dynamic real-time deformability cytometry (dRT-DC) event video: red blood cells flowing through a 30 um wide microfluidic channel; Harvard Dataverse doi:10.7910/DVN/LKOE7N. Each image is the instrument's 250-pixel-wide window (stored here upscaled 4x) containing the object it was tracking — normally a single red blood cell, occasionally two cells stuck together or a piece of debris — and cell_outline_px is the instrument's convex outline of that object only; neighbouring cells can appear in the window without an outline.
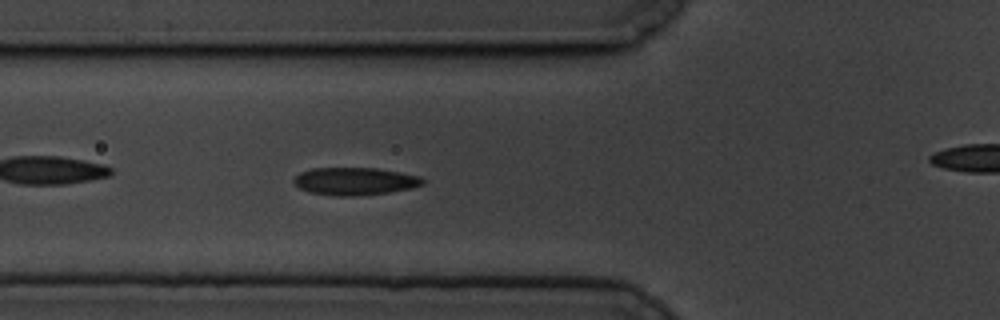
{"species": "common noctule bat (a hibernating species)", "species_latin": "Nyctalus noctula", "temperature_condition": "cold", "stored_images_in_passage": 46, "camera_frame_rate_fps": 3000, "um_per_image_px": 0.085, "animal": {"sex": "male", "body_mass_g": 19.5, "forearm_length_mm": 54.6}, "frame": {"image": 1, "passage_image": 7, "time_ms": 2.0, "image_size_px": [1000, 320], "cell_outline_px": [[424, 184], [412, 188], [388, 192], [352, 196], [336, 196], [308, 192], [300, 188], [292, 180], [300, 172], [312, 168], [376, 168], [400, 172], [420, 176], [424, 180]], "centroid_in_image_um": [30.16, 15.4], "position_along_channel_um": 95.6, "area_um2": 20.69}}
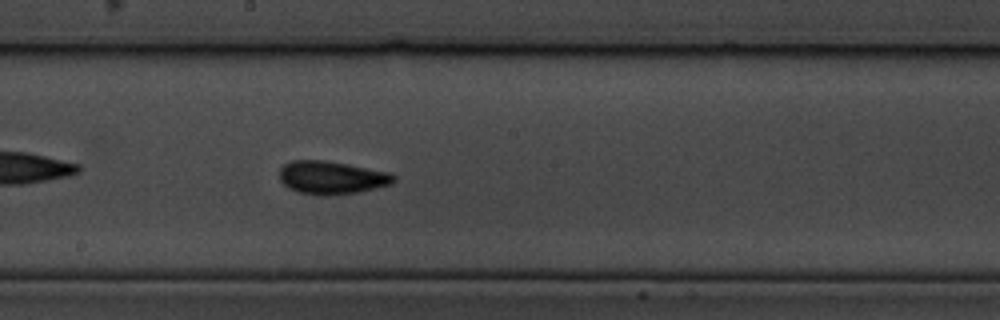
{"frame": {"image": 2, "passage_image": 18, "time_ms": 5.667, "image_size_px": [1000, 320], "cell_outline_px": [[396, 180], [392, 184], [360, 192], [328, 196], [316, 196], [296, 192], [288, 188], [280, 180], [280, 168], [284, 164], [292, 160], [324, 160], [348, 164], [388, 172], [396, 176]], "centroid_in_image_um": [28.18, 15.11], "position_along_channel_um": 220.0, "area_um2": 22.37}}
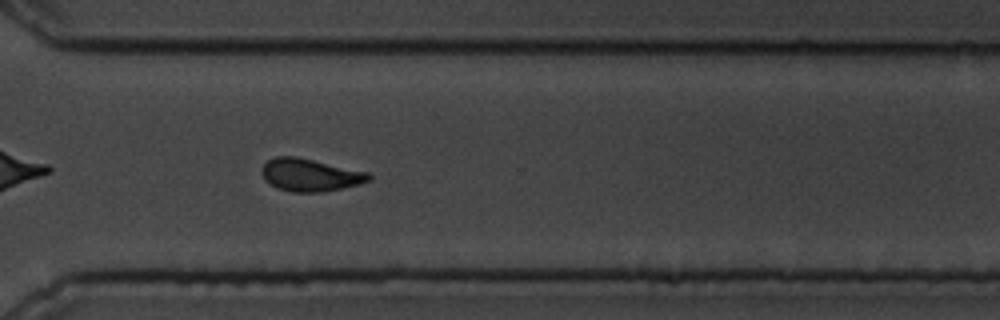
{"frame": {"image": 3, "passage_image": 29, "time_ms": 9.333, "image_size_px": [1000, 320], "cell_outline_px": [[372, 180], [360, 184], [320, 192], [292, 192], [276, 188], [264, 180], [260, 168], [268, 160], [276, 156], [296, 156], [368, 172], [372, 176]], "centroid_in_image_um": [26.34, 14.87], "position_along_channel_um": 344.3, "area_um2": 20.4}, "authors_computed_cell_mechanics": {"area_um2": 20.3745, "velocity_mm_per_s": 3.3941, "shape_relaxation_time_tau1_ms": 4.9235, "shape_relaxation_time_tau2_ms": 1.8067, "deformation_change_tau1": 0.125, "deformation_change_tau2": 0.0563}}